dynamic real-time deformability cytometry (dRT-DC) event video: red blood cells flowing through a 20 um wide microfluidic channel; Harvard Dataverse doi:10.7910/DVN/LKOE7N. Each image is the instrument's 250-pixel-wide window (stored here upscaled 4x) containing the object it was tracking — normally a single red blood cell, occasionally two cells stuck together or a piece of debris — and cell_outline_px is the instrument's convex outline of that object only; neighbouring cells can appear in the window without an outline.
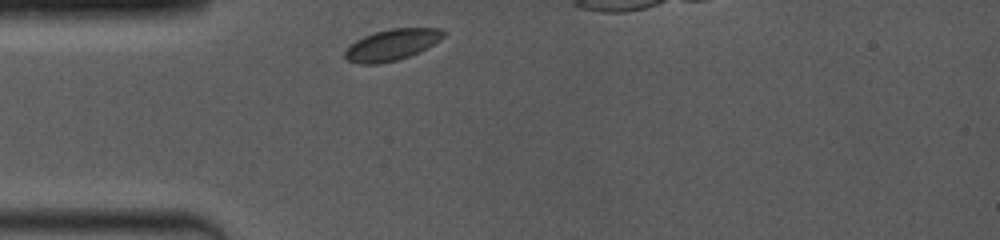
{"species": "common noctule bat (a hibernating species)", "species_latin": "Nyctalus noctula", "temperature_condition": "room temperature", "stored_images_in_passage": 17, "camera_frame_rate_fps": 4000, "um_per_image_px": 0.085, "animal": {"sex": "female", "body_mass_g": 19.0, "forearm_length_mm": 53.3}, "frame": {"image": 1, "passage_image": 1, "time_ms": 0.0, "image_size_px": [1000, 240], "cell_outline_px": [[448, 32], [440, 40], [420, 52], [396, 60], [376, 64], [360, 64], [348, 60], [344, 56], [344, 52], [356, 40], [364, 36], [376, 32], [392, 28], [440, 28]], "centroid_in_image_um": [33.35, 3.8], "position_along_channel_um": 51.7, "area_um2": 17.8}}
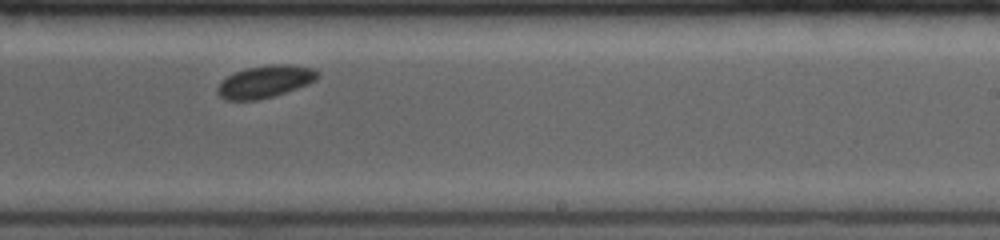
{"frame": {"image": 2, "passage_image": 10, "time_ms": 5.75, "image_size_px": [1000, 240], "cell_outline_px": [[320, 76], [316, 80], [308, 84], [272, 96], [256, 100], [224, 100], [216, 92], [216, 88], [228, 76], [236, 72], [248, 68], [268, 64], [292, 64], [312, 68], [320, 72]], "centroid_in_image_um": [22.56, 6.93], "position_along_channel_um": 266.4, "area_um2": 18.73}}
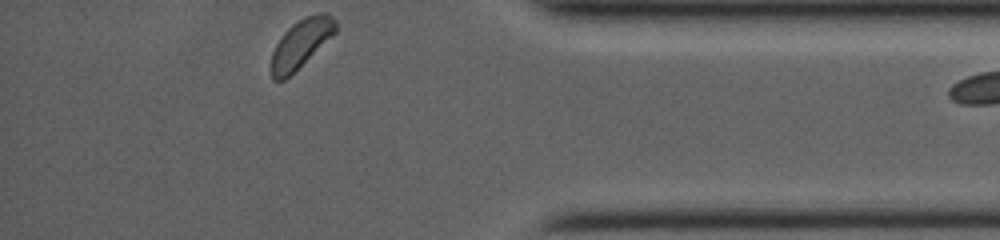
{"frame": {"image": 3, "passage_image": 16, "time_ms": 9.75, "image_size_px": [1000, 240], "cell_outline_px": [[336, 32], [284, 80], [272, 80], [272, 52], [276, 44], [284, 32], [292, 24], [304, 16], [320, 12], [328, 12], [336, 20]], "centroid_in_image_um": [25.59, 3.65], "position_along_channel_um": 409.6, "area_um2": 17.8}}